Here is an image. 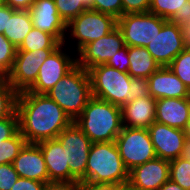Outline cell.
Instances as JSON below:
<instances>
[{
    "instance_id": "cell-34",
    "label": "cell",
    "mask_w": 190,
    "mask_h": 190,
    "mask_svg": "<svg viewBox=\"0 0 190 190\" xmlns=\"http://www.w3.org/2000/svg\"><path fill=\"white\" fill-rule=\"evenodd\" d=\"M19 130L18 114L0 119V142L11 138Z\"/></svg>"
},
{
    "instance_id": "cell-14",
    "label": "cell",
    "mask_w": 190,
    "mask_h": 190,
    "mask_svg": "<svg viewBox=\"0 0 190 190\" xmlns=\"http://www.w3.org/2000/svg\"><path fill=\"white\" fill-rule=\"evenodd\" d=\"M148 131L157 157L167 161L181 157L186 142L183 129L172 128L155 121L149 126Z\"/></svg>"
},
{
    "instance_id": "cell-35",
    "label": "cell",
    "mask_w": 190,
    "mask_h": 190,
    "mask_svg": "<svg viewBox=\"0 0 190 190\" xmlns=\"http://www.w3.org/2000/svg\"><path fill=\"white\" fill-rule=\"evenodd\" d=\"M129 57H128V46L120 49L115 56H112L108 61L107 65L118 69L121 72L127 73L129 69Z\"/></svg>"
},
{
    "instance_id": "cell-2",
    "label": "cell",
    "mask_w": 190,
    "mask_h": 190,
    "mask_svg": "<svg viewBox=\"0 0 190 190\" xmlns=\"http://www.w3.org/2000/svg\"><path fill=\"white\" fill-rule=\"evenodd\" d=\"M74 122L92 143L115 142L123 128L121 107L95 97Z\"/></svg>"
},
{
    "instance_id": "cell-18",
    "label": "cell",
    "mask_w": 190,
    "mask_h": 190,
    "mask_svg": "<svg viewBox=\"0 0 190 190\" xmlns=\"http://www.w3.org/2000/svg\"><path fill=\"white\" fill-rule=\"evenodd\" d=\"M150 96L155 100L162 98L190 97L189 88L173 73L169 67H160L149 77Z\"/></svg>"
},
{
    "instance_id": "cell-27",
    "label": "cell",
    "mask_w": 190,
    "mask_h": 190,
    "mask_svg": "<svg viewBox=\"0 0 190 190\" xmlns=\"http://www.w3.org/2000/svg\"><path fill=\"white\" fill-rule=\"evenodd\" d=\"M169 176L182 189L190 190V160L178 157L169 161Z\"/></svg>"
},
{
    "instance_id": "cell-23",
    "label": "cell",
    "mask_w": 190,
    "mask_h": 190,
    "mask_svg": "<svg viewBox=\"0 0 190 190\" xmlns=\"http://www.w3.org/2000/svg\"><path fill=\"white\" fill-rule=\"evenodd\" d=\"M129 69L132 78H148L160 68L145 47L128 46Z\"/></svg>"
},
{
    "instance_id": "cell-30",
    "label": "cell",
    "mask_w": 190,
    "mask_h": 190,
    "mask_svg": "<svg viewBox=\"0 0 190 190\" xmlns=\"http://www.w3.org/2000/svg\"><path fill=\"white\" fill-rule=\"evenodd\" d=\"M15 47L3 34L0 33V76L7 77L11 72L16 57Z\"/></svg>"
},
{
    "instance_id": "cell-44",
    "label": "cell",
    "mask_w": 190,
    "mask_h": 190,
    "mask_svg": "<svg viewBox=\"0 0 190 190\" xmlns=\"http://www.w3.org/2000/svg\"><path fill=\"white\" fill-rule=\"evenodd\" d=\"M158 190H184V189H182L177 183L169 179Z\"/></svg>"
},
{
    "instance_id": "cell-9",
    "label": "cell",
    "mask_w": 190,
    "mask_h": 190,
    "mask_svg": "<svg viewBox=\"0 0 190 190\" xmlns=\"http://www.w3.org/2000/svg\"><path fill=\"white\" fill-rule=\"evenodd\" d=\"M57 139L63 148H66L70 182L85 181V169L92 144L91 140L74 121L57 136Z\"/></svg>"
},
{
    "instance_id": "cell-39",
    "label": "cell",
    "mask_w": 190,
    "mask_h": 190,
    "mask_svg": "<svg viewBox=\"0 0 190 190\" xmlns=\"http://www.w3.org/2000/svg\"><path fill=\"white\" fill-rule=\"evenodd\" d=\"M79 190H119L120 184H103L91 181H79Z\"/></svg>"
},
{
    "instance_id": "cell-26",
    "label": "cell",
    "mask_w": 190,
    "mask_h": 190,
    "mask_svg": "<svg viewBox=\"0 0 190 190\" xmlns=\"http://www.w3.org/2000/svg\"><path fill=\"white\" fill-rule=\"evenodd\" d=\"M18 93L0 76V119L12 116L16 112Z\"/></svg>"
},
{
    "instance_id": "cell-38",
    "label": "cell",
    "mask_w": 190,
    "mask_h": 190,
    "mask_svg": "<svg viewBox=\"0 0 190 190\" xmlns=\"http://www.w3.org/2000/svg\"><path fill=\"white\" fill-rule=\"evenodd\" d=\"M131 82L133 83V100L150 96L148 78H132Z\"/></svg>"
},
{
    "instance_id": "cell-29",
    "label": "cell",
    "mask_w": 190,
    "mask_h": 190,
    "mask_svg": "<svg viewBox=\"0 0 190 190\" xmlns=\"http://www.w3.org/2000/svg\"><path fill=\"white\" fill-rule=\"evenodd\" d=\"M188 0H151L149 12L170 20L176 12H181Z\"/></svg>"
},
{
    "instance_id": "cell-20",
    "label": "cell",
    "mask_w": 190,
    "mask_h": 190,
    "mask_svg": "<svg viewBox=\"0 0 190 190\" xmlns=\"http://www.w3.org/2000/svg\"><path fill=\"white\" fill-rule=\"evenodd\" d=\"M189 120L190 97L156 100V122L184 130Z\"/></svg>"
},
{
    "instance_id": "cell-49",
    "label": "cell",
    "mask_w": 190,
    "mask_h": 190,
    "mask_svg": "<svg viewBox=\"0 0 190 190\" xmlns=\"http://www.w3.org/2000/svg\"><path fill=\"white\" fill-rule=\"evenodd\" d=\"M3 6H5V2H4V0H0V9H1Z\"/></svg>"
},
{
    "instance_id": "cell-7",
    "label": "cell",
    "mask_w": 190,
    "mask_h": 190,
    "mask_svg": "<svg viewBox=\"0 0 190 190\" xmlns=\"http://www.w3.org/2000/svg\"><path fill=\"white\" fill-rule=\"evenodd\" d=\"M117 27V19L109 14L87 9L67 24L69 35L77 40V53L88 43L97 40Z\"/></svg>"
},
{
    "instance_id": "cell-11",
    "label": "cell",
    "mask_w": 190,
    "mask_h": 190,
    "mask_svg": "<svg viewBox=\"0 0 190 190\" xmlns=\"http://www.w3.org/2000/svg\"><path fill=\"white\" fill-rule=\"evenodd\" d=\"M54 50L39 49L16 52L13 68L6 78L17 93L27 91L35 83L40 66Z\"/></svg>"
},
{
    "instance_id": "cell-12",
    "label": "cell",
    "mask_w": 190,
    "mask_h": 190,
    "mask_svg": "<svg viewBox=\"0 0 190 190\" xmlns=\"http://www.w3.org/2000/svg\"><path fill=\"white\" fill-rule=\"evenodd\" d=\"M160 67H168L185 48L182 26L167 20L145 47Z\"/></svg>"
},
{
    "instance_id": "cell-45",
    "label": "cell",
    "mask_w": 190,
    "mask_h": 190,
    "mask_svg": "<svg viewBox=\"0 0 190 190\" xmlns=\"http://www.w3.org/2000/svg\"><path fill=\"white\" fill-rule=\"evenodd\" d=\"M183 35H184V43L186 48H190V23L182 26Z\"/></svg>"
},
{
    "instance_id": "cell-4",
    "label": "cell",
    "mask_w": 190,
    "mask_h": 190,
    "mask_svg": "<svg viewBox=\"0 0 190 190\" xmlns=\"http://www.w3.org/2000/svg\"><path fill=\"white\" fill-rule=\"evenodd\" d=\"M129 171L124 166L115 142L92 143L85 169V181L103 184H124Z\"/></svg>"
},
{
    "instance_id": "cell-31",
    "label": "cell",
    "mask_w": 190,
    "mask_h": 190,
    "mask_svg": "<svg viewBox=\"0 0 190 190\" xmlns=\"http://www.w3.org/2000/svg\"><path fill=\"white\" fill-rule=\"evenodd\" d=\"M190 90V48H185L168 66Z\"/></svg>"
},
{
    "instance_id": "cell-42",
    "label": "cell",
    "mask_w": 190,
    "mask_h": 190,
    "mask_svg": "<svg viewBox=\"0 0 190 190\" xmlns=\"http://www.w3.org/2000/svg\"><path fill=\"white\" fill-rule=\"evenodd\" d=\"M4 2L13 9L29 10L34 0H4Z\"/></svg>"
},
{
    "instance_id": "cell-36",
    "label": "cell",
    "mask_w": 190,
    "mask_h": 190,
    "mask_svg": "<svg viewBox=\"0 0 190 190\" xmlns=\"http://www.w3.org/2000/svg\"><path fill=\"white\" fill-rule=\"evenodd\" d=\"M151 0H122L123 14L149 12Z\"/></svg>"
},
{
    "instance_id": "cell-37",
    "label": "cell",
    "mask_w": 190,
    "mask_h": 190,
    "mask_svg": "<svg viewBox=\"0 0 190 190\" xmlns=\"http://www.w3.org/2000/svg\"><path fill=\"white\" fill-rule=\"evenodd\" d=\"M46 185L44 182L19 177L11 190H44Z\"/></svg>"
},
{
    "instance_id": "cell-17",
    "label": "cell",
    "mask_w": 190,
    "mask_h": 190,
    "mask_svg": "<svg viewBox=\"0 0 190 190\" xmlns=\"http://www.w3.org/2000/svg\"><path fill=\"white\" fill-rule=\"evenodd\" d=\"M19 177L49 183L42 151L36 143H26L12 163Z\"/></svg>"
},
{
    "instance_id": "cell-46",
    "label": "cell",
    "mask_w": 190,
    "mask_h": 190,
    "mask_svg": "<svg viewBox=\"0 0 190 190\" xmlns=\"http://www.w3.org/2000/svg\"><path fill=\"white\" fill-rule=\"evenodd\" d=\"M181 157L190 160V141L185 142Z\"/></svg>"
},
{
    "instance_id": "cell-22",
    "label": "cell",
    "mask_w": 190,
    "mask_h": 190,
    "mask_svg": "<svg viewBox=\"0 0 190 190\" xmlns=\"http://www.w3.org/2000/svg\"><path fill=\"white\" fill-rule=\"evenodd\" d=\"M33 28L29 10L13 9L7 6V24L3 35L15 46L19 47Z\"/></svg>"
},
{
    "instance_id": "cell-3",
    "label": "cell",
    "mask_w": 190,
    "mask_h": 190,
    "mask_svg": "<svg viewBox=\"0 0 190 190\" xmlns=\"http://www.w3.org/2000/svg\"><path fill=\"white\" fill-rule=\"evenodd\" d=\"M46 94L75 121L92 98L89 72L77 64Z\"/></svg>"
},
{
    "instance_id": "cell-40",
    "label": "cell",
    "mask_w": 190,
    "mask_h": 190,
    "mask_svg": "<svg viewBox=\"0 0 190 190\" xmlns=\"http://www.w3.org/2000/svg\"><path fill=\"white\" fill-rule=\"evenodd\" d=\"M170 21L180 26H184L187 23H190V1H187L182 11L176 12Z\"/></svg>"
},
{
    "instance_id": "cell-16",
    "label": "cell",
    "mask_w": 190,
    "mask_h": 190,
    "mask_svg": "<svg viewBox=\"0 0 190 190\" xmlns=\"http://www.w3.org/2000/svg\"><path fill=\"white\" fill-rule=\"evenodd\" d=\"M169 179V161L156 157L130 170L128 182L141 190H158Z\"/></svg>"
},
{
    "instance_id": "cell-21",
    "label": "cell",
    "mask_w": 190,
    "mask_h": 190,
    "mask_svg": "<svg viewBox=\"0 0 190 190\" xmlns=\"http://www.w3.org/2000/svg\"><path fill=\"white\" fill-rule=\"evenodd\" d=\"M125 127L148 129L155 122L156 100L152 96L140 97L121 107Z\"/></svg>"
},
{
    "instance_id": "cell-24",
    "label": "cell",
    "mask_w": 190,
    "mask_h": 190,
    "mask_svg": "<svg viewBox=\"0 0 190 190\" xmlns=\"http://www.w3.org/2000/svg\"><path fill=\"white\" fill-rule=\"evenodd\" d=\"M60 44L52 35L33 27L17 51L56 49Z\"/></svg>"
},
{
    "instance_id": "cell-15",
    "label": "cell",
    "mask_w": 190,
    "mask_h": 190,
    "mask_svg": "<svg viewBox=\"0 0 190 190\" xmlns=\"http://www.w3.org/2000/svg\"><path fill=\"white\" fill-rule=\"evenodd\" d=\"M29 12L33 27L52 35L61 44L67 41V24L58 14L54 0H34Z\"/></svg>"
},
{
    "instance_id": "cell-5",
    "label": "cell",
    "mask_w": 190,
    "mask_h": 190,
    "mask_svg": "<svg viewBox=\"0 0 190 190\" xmlns=\"http://www.w3.org/2000/svg\"><path fill=\"white\" fill-rule=\"evenodd\" d=\"M92 97L122 107L133 101L132 77L107 64H99L88 70Z\"/></svg>"
},
{
    "instance_id": "cell-8",
    "label": "cell",
    "mask_w": 190,
    "mask_h": 190,
    "mask_svg": "<svg viewBox=\"0 0 190 190\" xmlns=\"http://www.w3.org/2000/svg\"><path fill=\"white\" fill-rule=\"evenodd\" d=\"M167 20L153 13H127L117 19L126 46L146 47Z\"/></svg>"
},
{
    "instance_id": "cell-13",
    "label": "cell",
    "mask_w": 190,
    "mask_h": 190,
    "mask_svg": "<svg viewBox=\"0 0 190 190\" xmlns=\"http://www.w3.org/2000/svg\"><path fill=\"white\" fill-rule=\"evenodd\" d=\"M125 46L122 32L116 27L107 35L85 45L77 53V64L88 71L96 65L106 64Z\"/></svg>"
},
{
    "instance_id": "cell-48",
    "label": "cell",
    "mask_w": 190,
    "mask_h": 190,
    "mask_svg": "<svg viewBox=\"0 0 190 190\" xmlns=\"http://www.w3.org/2000/svg\"><path fill=\"white\" fill-rule=\"evenodd\" d=\"M186 141H190V120L184 129Z\"/></svg>"
},
{
    "instance_id": "cell-33",
    "label": "cell",
    "mask_w": 190,
    "mask_h": 190,
    "mask_svg": "<svg viewBox=\"0 0 190 190\" xmlns=\"http://www.w3.org/2000/svg\"><path fill=\"white\" fill-rule=\"evenodd\" d=\"M18 178L13 164H0V190H11Z\"/></svg>"
},
{
    "instance_id": "cell-28",
    "label": "cell",
    "mask_w": 190,
    "mask_h": 190,
    "mask_svg": "<svg viewBox=\"0 0 190 190\" xmlns=\"http://www.w3.org/2000/svg\"><path fill=\"white\" fill-rule=\"evenodd\" d=\"M26 143L19 130L11 138L0 142V164H12Z\"/></svg>"
},
{
    "instance_id": "cell-1",
    "label": "cell",
    "mask_w": 190,
    "mask_h": 190,
    "mask_svg": "<svg viewBox=\"0 0 190 190\" xmlns=\"http://www.w3.org/2000/svg\"><path fill=\"white\" fill-rule=\"evenodd\" d=\"M19 131L27 143L56 139L73 121L47 94L18 93Z\"/></svg>"
},
{
    "instance_id": "cell-10",
    "label": "cell",
    "mask_w": 190,
    "mask_h": 190,
    "mask_svg": "<svg viewBox=\"0 0 190 190\" xmlns=\"http://www.w3.org/2000/svg\"><path fill=\"white\" fill-rule=\"evenodd\" d=\"M60 44L40 66L35 83L27 90L35 94H46L59 80L77 65V57L69 55Z\"/></svg>"
},
{
    "instance_id": "cell-43",
    "label": "cell",
    "mask_w": 190,
    "mask_h": 190,
    "mask_svg": "<svg viewBox=\"0 0 190 190\" xmlns=\"http://www.w3.org/2000/svg\"><path fill=\"white\" fill-rule=\"evenodd\" d=\"M7 24V5L0 9V33L3 34Z\"/></svg>"
},
{
    "instance_id": "cell-32",
    "label": "cell",
    "mask_w": 190,
    "mask_h": 190,
    "mask_svg": "<svg viewBox=\"0 0 190 190\" xmlns=\"http://www.w3.org/2000/svg\"><path fill=\"white\" fill-rule=\"evenodd\" d=\"M92 10L112 15L118 19L123 15L122 0H93Z\"/></svg>"
},
{
    "instance_id": "cell-6",
    "label": "cell",
    "mask_w": 190,
    "mask_h": 190,
    "mask_svg": "<svg viewBox=\"0 0 190 190\" xmlns=\"http://www.w3.org/2000/svg\"><path fill=\"white\" fill-rule=\"evenodd\" d=\"M115 144L128 171L157 157L148 129L123 126Z\"/></svg>"
},
{
    "instance_id": "cell-41",
    "label": "cell",
    "mask_w": 190,
    "mask_h": 190,
    "mask_svg": "<svg viewBox=\"0 0 190 190\" xmlns=\"http://www.w3.org/2000/svg\"><path fill=\"white\" fill-rule=\"evenodd\" d=\"M44 190H79L78 182H51Z\"/></svg>"
},
{
    "instance_id": "cell-47",
    "label": "cell",
    "mask_w": 190,
    "mask_h": 190,
    "mask_svg": "<svg viewBox=\"0 0 190 190\" xmlns=\"http://www.w3.org/2000/svg\"><path fill=\"white\" fill-rule=\"evenodd\" d=\"M119 190H141L132 186L129 182L121 184Z\"/></svg>"
},
{
    "instance_id": "cell-19",
    "label": "cell",
    "mask_w": 190,
    "mask_h": 190,
    "mask_svg": "<svg viewBox=\"0 0 190 190\" xmlns=\"http://www.w3.org/2000/svg\"><path fill=\"white\" fill-rule=\"evenodd\" d=\"M42 151L49 183L70 182V168L66 156V148L56 139L44 140L37 143Z\"/></svg>"
},
{
    "instance_id": "cell-25",
    "label": "cell",
    "mask_w": 190,
    "mask_h": 190,
    "mask_svg": "<svg viewBox=\"0 0 190 190\" xmlns=\"http://www.w3.org/2000/svg\"><path fill=\"white\" fill-rule=\"evenodd\" d=\"M58 14L68 24L87 9H92L93 0H54Z\"/></svg>"
}]
</instances>
